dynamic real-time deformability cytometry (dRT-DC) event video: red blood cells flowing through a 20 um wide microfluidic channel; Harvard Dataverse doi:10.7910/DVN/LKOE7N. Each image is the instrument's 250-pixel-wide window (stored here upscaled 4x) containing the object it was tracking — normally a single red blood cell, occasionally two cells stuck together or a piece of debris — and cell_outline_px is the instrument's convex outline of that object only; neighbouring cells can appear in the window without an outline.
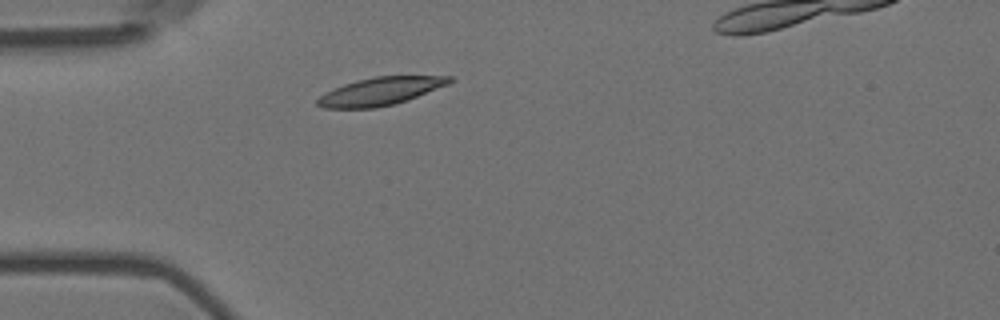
{"species": "Egyptian fruit bat (a non-hibernating species)", "species_latin": "Rousettus aegyptiacus", "temperature_condition": "room temperature", "stored_images_in_passage": 1, "camera_frame_rate_fps": 3000, "um_per_image_px": 0.085, "animal": {"sex": "female"}, "frame": {"image": 1, "passage_image": 1, "time_ms": 0.0, "image_size_px": [1000, 320], "cell_outline_px": [[456, 80], [448, 84], [408, 100], [376, 108], [324, 108], [316, 104], [316, 100], [324, 92], [344, 84], [356, 80], [376, 76], [452, 76]], "centroid_in_image_um": [32.33, 7.75], "position_along_channel_um": 52.7, "area_um2": 21.44}}